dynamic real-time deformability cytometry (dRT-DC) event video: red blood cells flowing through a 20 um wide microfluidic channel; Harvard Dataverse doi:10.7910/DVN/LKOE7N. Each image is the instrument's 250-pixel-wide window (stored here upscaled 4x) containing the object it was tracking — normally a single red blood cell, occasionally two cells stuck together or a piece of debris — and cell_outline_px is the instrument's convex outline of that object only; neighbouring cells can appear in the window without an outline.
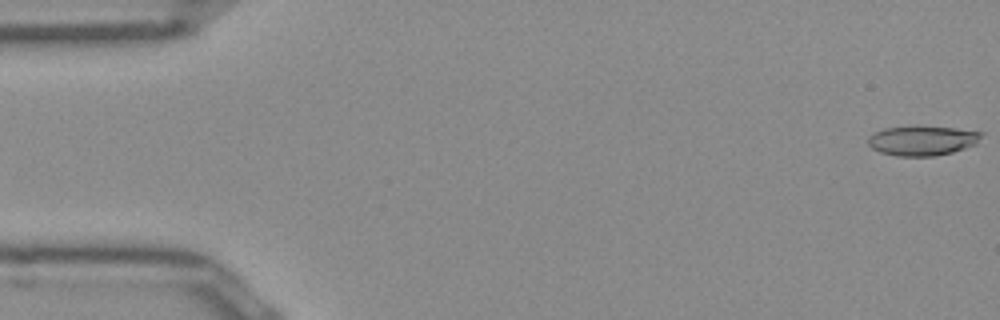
{"species": "Egyptian fruit bat (a non-hibernating species)", "species_latin": "Rousettus aegyptiacus", "temperature_condition": "room temperature", "stored_images_in_passage": 51, "camera_frame_rate_fps": 3000, "um_per_image_px": 0.085, "frame": {"image": 1, "passage_image": 1, "time_ms": 0.0, "image_size_px": [1000, 320], "cell_outline_px": [[984, 132], [976, 144], [952, 152], [932, 156], [896, 156], [880, 152], [872, 148], [868, 144], [868, 136], [884, 128], [952, 128]], "centroid_in_image_um": [78.39, 11.98], "position_along_channel_um": 6.6, "area_um2": 18.96}}
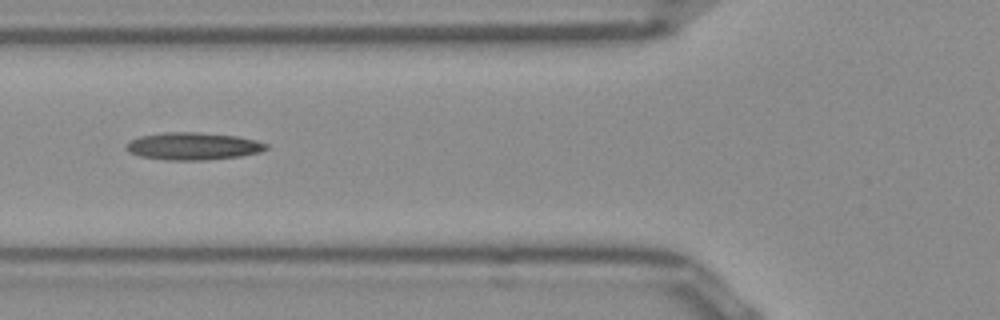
{"frame": {"image": 2, "passage_image": 19, "time_ms": 6.0, "image_size_px": [1000, 320], "cell_outline_px": [[268, 148], [260, 152], [240, 156], [204, 160], [168, 160], [140, 156], [128, 152], [128, 144], [132, 140], [140, 136], [164, 132], [196, 132], [236, 136], [256, 140], [268, 144]], "centroid_in_image_um": [16.44, 12.42], "position_along_channel_um": 109.4, "area_um2": 22.14}}
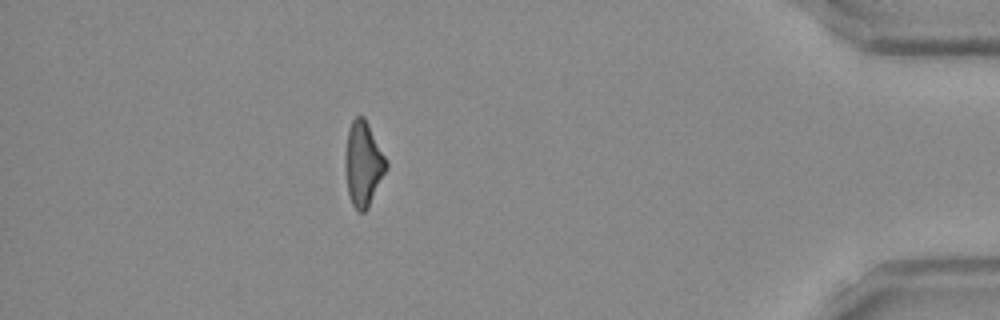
{"frame": {"image": 3, "passage_image": 45, "time_ms": 14.667, "image_size_px": [1000, 320], "cell_outline_px": [[388, 168], [368, 208], [364, 212], [360, 212], [352, 204], [348, 192], [344, 168], [344, 156], [348, 128], [352, 120], [356, 116], [364, 116], [388, 160]], "centroid_in_image_um": [30.87, 13.91], "position_along_channel_um": 404.3, "area_um2": 20.58}, "authors_computed_cell_mechanics": {"area_um2": 20.4612, "velocity_mm_per_s": 3.9921, "shape_relaxation_time_tau1_ms": null, "shape_relaxation_time_tau2_ms": 7.7844, "deformation_change_tau1": null, "deformation_change_tau2": 0.2378}}